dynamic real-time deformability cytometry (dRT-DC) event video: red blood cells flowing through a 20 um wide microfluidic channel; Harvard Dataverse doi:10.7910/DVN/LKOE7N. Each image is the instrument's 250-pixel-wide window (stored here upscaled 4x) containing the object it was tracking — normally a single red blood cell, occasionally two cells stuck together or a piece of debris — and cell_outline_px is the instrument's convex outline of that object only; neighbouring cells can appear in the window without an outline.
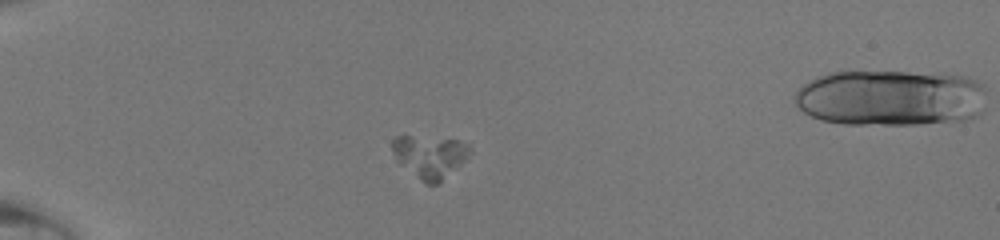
{"species": "human", "species_latin": "Homo sapiens", "temperature_condition": "room temperature", "stored_images_in_passage": 44, "camera_frame_rate_fps": 3000, "um_per_image_px": 0.085, "donor": {"sex": "male"}, "frame": {"image": 1, "passage_image": 10, "time_ms": 3.0, "image_size_px": [1000, 240], "cell_outline_px": [[472, 152], [440, 184], [428, 184], [400, 164], [396, 160], [392, 152], [392, 140], [396, 136], [408, 136], [456, 140], [468, 144]], "centroid_in_image_um": [36.53, 13.3], "position_along_channel_um": 48.5, "area_um2": 18.96}}
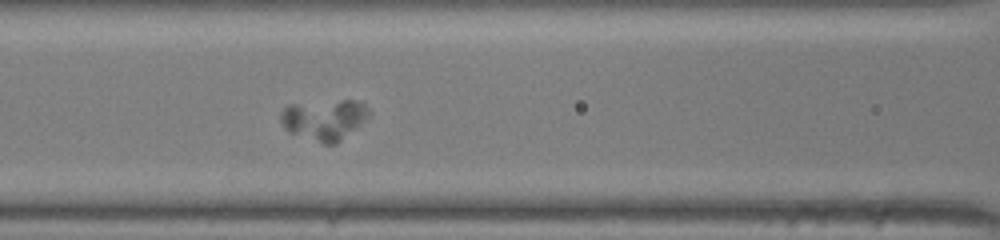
{"frame": {"image": 2, "passage_image": 19, "time_ms": 6.0, "image_size_px": [1000, 240], "cell_outline_px": [[368, 116], [336, 144], [324, 144], [288, 132], [284, 128], [280, 120], [280, 112], [288, 104], [340, 100], [352, 100], [364, 104], [368, 112]], "centroid_in_image_um": [27.48, 10.16], "position_along_channel_um": 139.1, "area_um2": 20.58}}
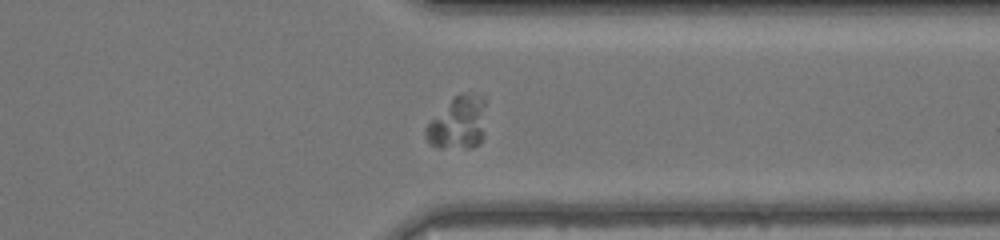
{"frame": {"image": 3, "passage_image": 35, "time_ms": 11.333, "image_size_px": [1000, 240], "cell_outline_px": [[484, 136], [480, 144], [472, 148], [436, 148], [428, 144], [424, 136], [424, 128], [456, 96], [468, 96], [484, 100]], "centroid_in_image_um": [38.9, 10.59], "position_along_channel_um": 372.5, "area_um2": 17.92}}